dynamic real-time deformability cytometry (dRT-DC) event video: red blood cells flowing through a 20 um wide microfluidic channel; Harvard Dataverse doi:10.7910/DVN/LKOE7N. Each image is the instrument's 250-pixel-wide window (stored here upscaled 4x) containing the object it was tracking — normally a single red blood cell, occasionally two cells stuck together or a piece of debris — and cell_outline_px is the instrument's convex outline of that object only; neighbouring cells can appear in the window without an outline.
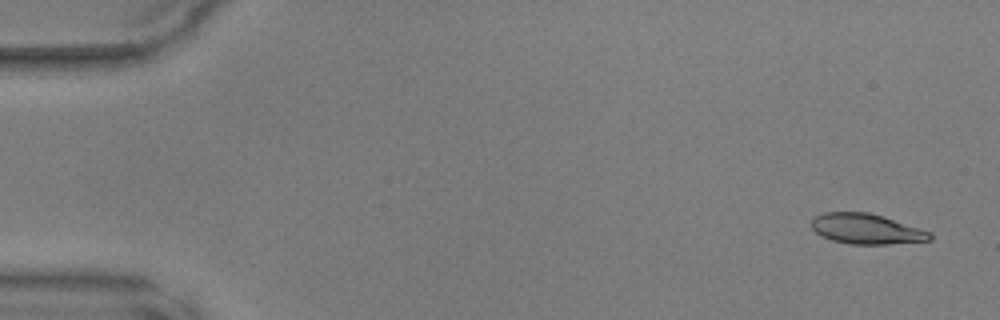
{"species": "common noctule bat (a hibernating species)", "species_latin": "Nyctalus noctula", "temperature_condition": "warm", "stored_images_in_passage": 48, "camera_frame_rate_fps": 3000, "um_per_image_px": 0.085, "animal": {"sex": "male", "body_mass_g": 17.9, "forearm_length_mm": 54.2}, "frame": {"image": 1, "passage_image": 2, "time_ms": 0.333, "image_size_px": [1000, 320], "cell_outline_px": [[932, 240], [888, 244], [848, 244], [832, 240], [816, 232], [812, 228], [812, 220], [816, 216], [824, 212], [868, 212], [920, 228], [932, 232]], "centroid_in_image_um": [73.66, 19.46], "position_along_channel_um": 11.3, "area_um2": 20.69}}
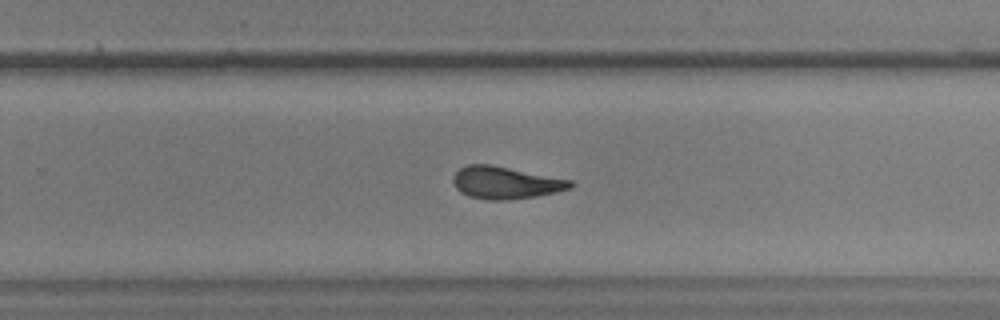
{"frame": {"image": 2, "passage_image": 31, "time_ms": 10.0, "image_size_px": [1000, 320], "cell_outline_px": [[576, 184], [572, 188], [556, 192], [536, 196], [508, 200], [488, 200], [468, 196], [460, 192], [456, 188], [452, 180], [452, 176], [460, 168], [468, 164], [488, 164], [572, 180]], "centroid_in_image_um": [42.97, 15.54], "position_along_channel_um": 286.8, "area_um2": 22.08}}
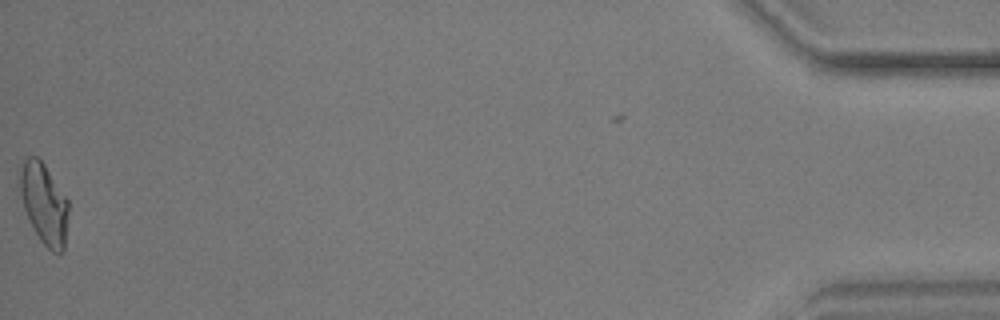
{"frame": {"image": 3, "passage_image": 48, "time_ms": 15.667, "image_size_px": [1000, 320], "cell_outline_px": [[68, 212], [64, 252], [60, 256], [52, 252], [40, 240], [24, 208], [16, 180], [16, 168], [28, 156], [36, 156], [44, 164], [68, 200]], "centroid_in_image_um": [3.7, 17.27], "position_along_channel_um": 431.5, "area_um2": 23.29}}